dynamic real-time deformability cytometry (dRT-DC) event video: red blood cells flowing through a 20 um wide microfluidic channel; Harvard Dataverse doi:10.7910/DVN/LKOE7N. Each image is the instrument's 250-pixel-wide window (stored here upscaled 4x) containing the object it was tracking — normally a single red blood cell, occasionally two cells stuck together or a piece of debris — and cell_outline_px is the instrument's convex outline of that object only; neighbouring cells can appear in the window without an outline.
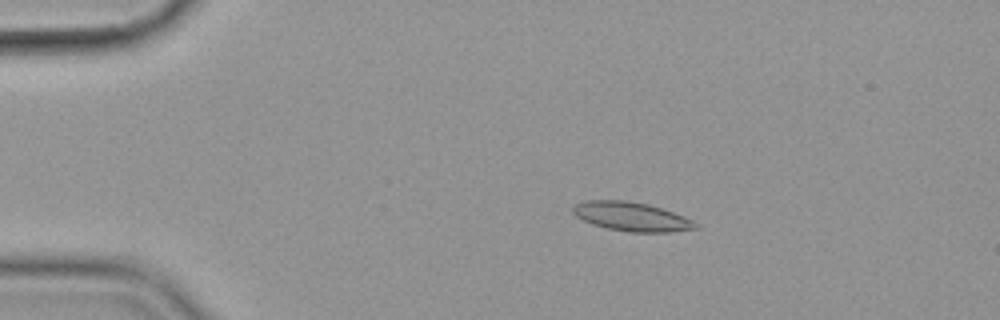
{"species": "common noctule bat (a hibernating species)", "species_latin": "Nyctalus noctula", "temperature_condition": "cold", "stored_images_in_passage": 57, "camera_frame_rate_fps": 3000, "um_per_image_px": 0.085, "animal": {"sex": "female", "body_mass_g": 19.9}, "frame": {"image": 1, "passage_image": 11, "time_ms": 3.333, "image_size_px": [1000, 320], "cell_outline_px": [[700, 228], [668, 232], [628, 232], [608, 228], [592, 224], [576, 216], [572, 212], [572, 208], [576, 204], [584, 200], [624, 200], [648, 204], [684, 216], [700, 224]], "centroid_in_image_um": [53.69, 18.41], "position_along_channel_um": 31.3, "area_um2": 20.69}}
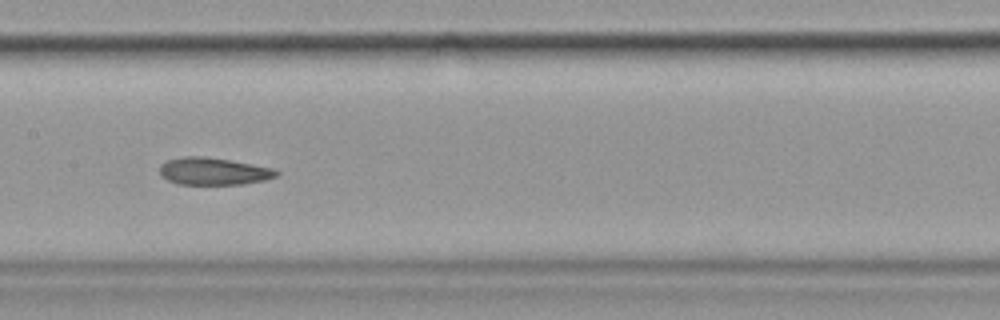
{"frame": {"image": 2, "passage_image": 29, "time_ms": 9.333, "image_size_px": [1000, 320], "cell_outline_px": [[280, 172], [276, 176], [264, 180], [244, 184], [180, 184], [168, 180], [160, 176], [160, 164], [168, 160], [184, 156], [204, 156], [228, 160], [272, 168]], "centroid_in_image_um": [18.11, 14.56], "position_along_channel_um": 189.3, "area_um2": 18.38}}
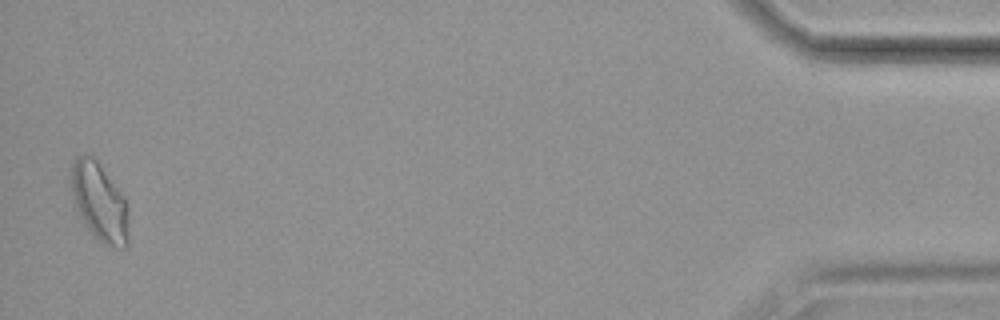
{"frame": {"image": 3, "passage_image": 56, "time_ms": 18.333, "image_size_px": [1000, 320], "cell_outline_px": [[128, 244], [124, 248], [108, 248], [100, 244], [88, 228], [76, 208], [72, 192], [72, 164], [80, 156], [92, 156], [96, 160], [124, 196], [128, 216]], "centroid_in_image_um": [8.49, 17.27], "position_along_channel_um": 426.7, "area_um2": 25.84}, "authors_computed_cell_mechanics": {"area_um2": 20.0566, "velocity_mm_per_s": 3.5594, "shape_relaxation_time_tau1_ms": null, "shape_relaxation_time_tau2_ms": 4.6572, "deformation_change_tau1": null, "deformation_change_tau2": 0.1151}}